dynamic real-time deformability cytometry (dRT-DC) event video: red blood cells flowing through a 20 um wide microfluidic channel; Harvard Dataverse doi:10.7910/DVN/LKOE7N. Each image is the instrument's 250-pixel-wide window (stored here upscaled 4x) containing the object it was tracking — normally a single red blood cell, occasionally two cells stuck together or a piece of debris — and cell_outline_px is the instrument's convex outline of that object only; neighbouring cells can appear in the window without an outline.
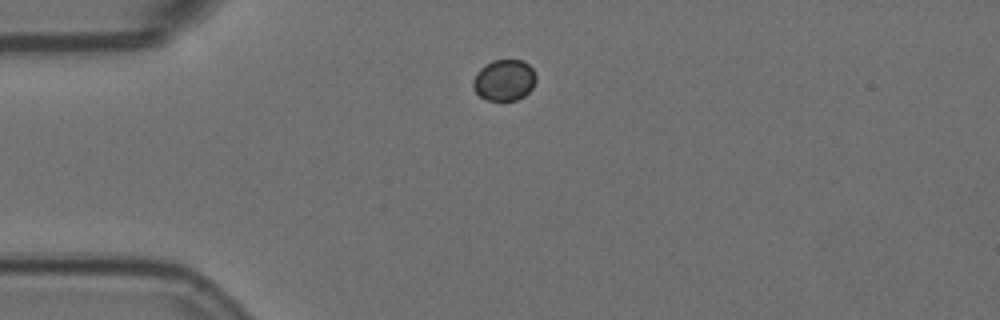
{"species": "Egyptian fruit bat (a non-hibernating species)", "species_latin": "Rousettus aegyptiacus", "temperature_condition": "room temperature", "stored_images_in_passage": 32, "camera_frame_rate_fps": 3000, "um_per_image_px": 0.085, "animal": {"sex": "female"}, "frame": {"image": 1, "passage_image": 1, "time_ms": 0.0, "image_size_px": [1000, 320], "cell_outline_px": [[536, 80], [532, 88], [524, 96], [516, 100], [488, 100], [480, 96], [472, 88], [472, 80], [476, 72], [484, 64], [492, 60], [524, 60], [536, 72]], "centroid_in_image_um": [42.85, 6.79], "position_along_channel_um": 42.2, "area_um2": 15.32}}
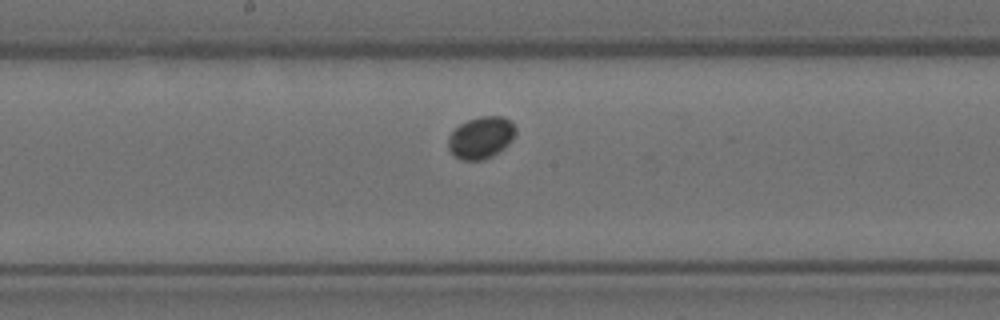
{"frame": {"image": 2, "passage_image": 17, "time_ms": 5.333, "image_size_px": [1000, 320], "cell_outline_px": [[516, 132], [512, 140], [504, 148], [492, 156], [484, 160], [460, 160], [448, 148], [448, 136], [460, 124], [468, 120], [480, 116], [504, 116], [512, 120], [516, 124]], "centroid_in_image_um": [40.92, 11.68], "position_along_channel_um": 207.3, "area_um2": 16.65}}
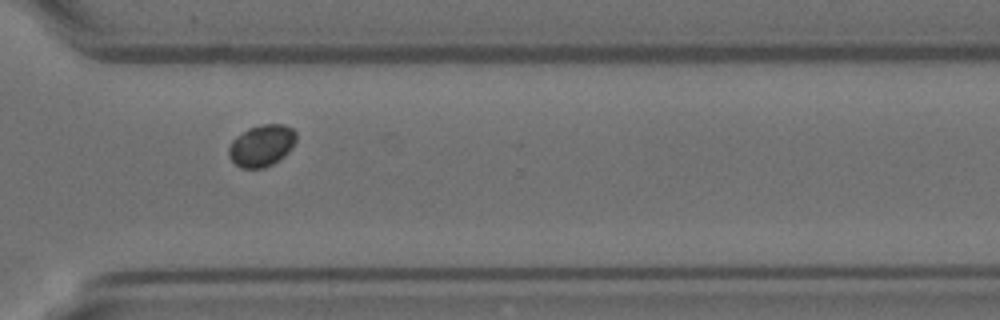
{"frame": {"image": 3, "passage_image": 29, "time_ms": 9.333, "image_size_px": [1000, 320], "cell_outline_px": [[296, 140], [292, 148], [284, 156], [272, 164], [264, 168], [240, 168], [228, 156], [228, 148], [232, 140], [236, 136], [248, 128], [264, 124], [284, 124], [292, 128], [296, 132]], "centroid_in_image_um": [22.24, 12.37], "position_along_channel_um": 348.4, "area_um2": 16.47}}